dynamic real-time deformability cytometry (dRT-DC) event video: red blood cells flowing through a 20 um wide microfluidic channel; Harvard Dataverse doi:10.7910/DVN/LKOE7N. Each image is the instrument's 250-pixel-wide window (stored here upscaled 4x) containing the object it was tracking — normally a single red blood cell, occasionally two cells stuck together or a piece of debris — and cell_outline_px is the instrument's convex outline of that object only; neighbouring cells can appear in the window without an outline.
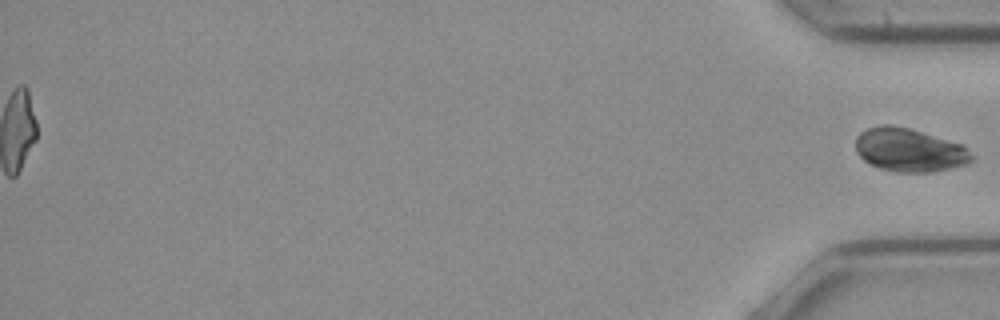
{"species": "common noctule bat (a hibernating species)", "species_latin": "Nyctalus noctula", "temperature_condition": "cold", "stored_images_in_passage": 52, "segment_of_instrument_passage": [2, 2], "camera_frame_rate_fps": 3000, "um_per_image_px": 0.085, "animal": {"sex": "female", "body_mass_g": 21.9}, "frame": {"image": 1, "passage_image": 52, "time_ms": 17.0, "image_size_px": [1000, 320], "cell_outline_px": [[972, 160], [968, 164], [952, 168], [932, 172], [896, 172], [880, 168], [864, 160], [856, 152], [856, 136], [860, 132], [868, 128], [880, 124], [892, 124], [908, 128], [964, 144], [972, 156]], "centroid_in_image_um": [77.3, 12.74], "position_along_channel_um": 357.9, "area_um2": 29.48}}